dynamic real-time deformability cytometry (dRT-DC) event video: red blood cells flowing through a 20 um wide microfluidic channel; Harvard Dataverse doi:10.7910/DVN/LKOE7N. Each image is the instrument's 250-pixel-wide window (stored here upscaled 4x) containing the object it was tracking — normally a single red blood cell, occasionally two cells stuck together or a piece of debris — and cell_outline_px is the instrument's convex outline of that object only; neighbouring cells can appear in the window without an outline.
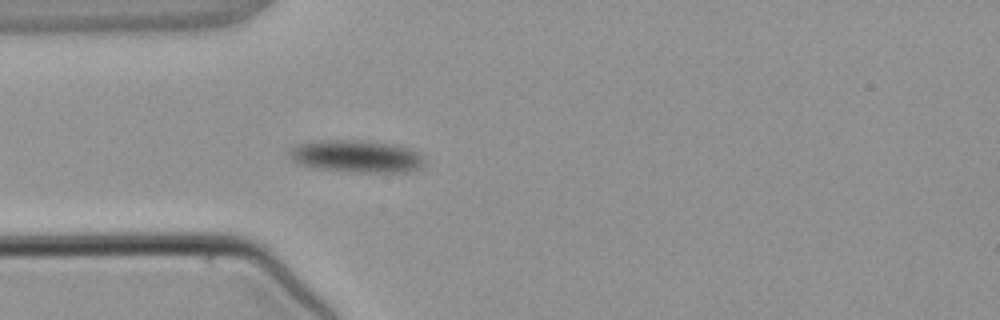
{"species": "common noctule bat (a hibernating species)", "species_latin": "Nyctalus noctula", "temperature_condition": "warm", "stored_images_in_passage": 3, "camera_frame_rate_fps": 3000, "um_per_image_px": 0.085, "animal": {"sex": "male", "body_mass_g": 21.5, "forearm_length_mm": 52.0}, "frame": {"image": 1, "passage_image": 3, "time_ms": 2.333, "image_size_px": [1000, 320], "cell_outline_px": [[424, 164], [420, 168], [408, 172], [352, 172], [316, 168], [296, 164], [288, 156], [288, 152], [296, 144], [320, 140], [360, 140], [392, 144], [408, 148], [420, 152], [424, 156]], "centroid_in_image_um": [30.29, 13.29], "position_along_channel_um": 54.7, "area_um2": 25.78}}